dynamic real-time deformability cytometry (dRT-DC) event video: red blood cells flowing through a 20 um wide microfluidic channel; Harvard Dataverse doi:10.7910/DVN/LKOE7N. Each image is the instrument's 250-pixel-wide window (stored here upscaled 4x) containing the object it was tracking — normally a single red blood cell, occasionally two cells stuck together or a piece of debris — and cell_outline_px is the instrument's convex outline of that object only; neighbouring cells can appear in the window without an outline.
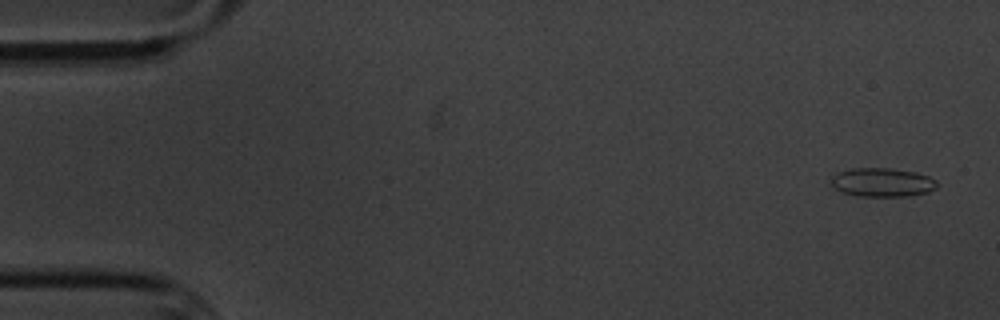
{"species": "common noctule bat (a hibernating species)", "species_latin": "Nyctalus noctula", "temperature_condition": "cold", "stored_images_in_passage": 5, "camera_frame_rate_fps": 3000, "um_per_image_px": 0.085, "animal": {"sex": "male", "body_mass_g": 20.1, "forearm_length_mm": 53.5}, "frame": {"image": 1, "passage_image": 1, "time_ms": 0.0, "image_size_px": [1000, 320], "cell_outline_px": [[936, 188], [928, 192], [908, 196], [856, 196], [844, 192], [836, 188], [832, 184], [832, 176], [840, 172], [852, 168], [892, 168], [916, 172], [928, 176], [936, 180]], "centroid_in_image_um": [75.02, 15.5], "position_along_channel_um": 10.0, "area_um2": 17.63}}
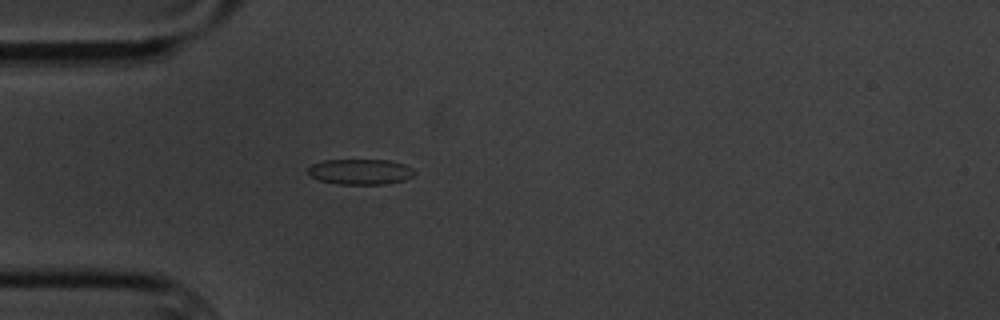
{"frame": {"image": 2, "passage_image": 5, "time_ms": 4.667, "image_size_px": [1000, 320], "cell_outline_px": [[416, 172], [412, 176], [404, 180], [384, 184], [340, 184], [320, 180], [308, 176], [308, 168], [312, 164], [324, 160], [388, 160], [404, 164], [412, 168]], "centroid_in_image_um": [30.62, 14.59], "position_along_channel_um": 54.4, "area_um2": 15.78}}